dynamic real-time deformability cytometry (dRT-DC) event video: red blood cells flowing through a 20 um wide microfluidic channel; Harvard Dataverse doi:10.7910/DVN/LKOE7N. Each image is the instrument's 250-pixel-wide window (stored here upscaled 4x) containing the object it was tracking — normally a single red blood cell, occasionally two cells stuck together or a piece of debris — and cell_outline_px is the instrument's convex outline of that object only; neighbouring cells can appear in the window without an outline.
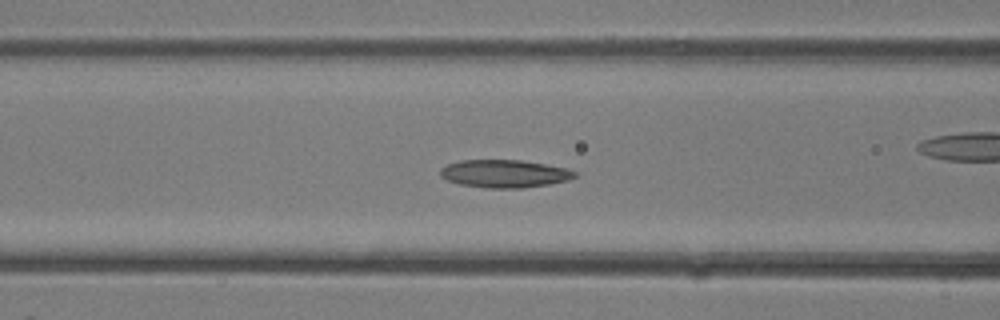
{"species": "common noctule bat (a hibernating species)", "species_latin": "Nyctalus noctula", "temperature_condition": "room temperature", "stored_images_in_passage": 25, "camera_frame_rate_fps": 3000, "um_per_image_px": 0.085, "animal": {"sex": "female"}, "frame": {"image": 1, "passage_image": 4, "time_ms": 1.0, "image_size_px": [1000, 320], "cell_outline_px": [[580, 176], [568, 180], [548, 184], [524, 188], [488, 188], [460, 184], [448, 180], [440, 176], [440, 168], [448, 164], [460, 160], [520, 160], [568, 168], [580, 172]], "centroid_in_image_um": [42.94, 14.76], "position_along_channel_um": 123.7, "area_um2": 21.96}}
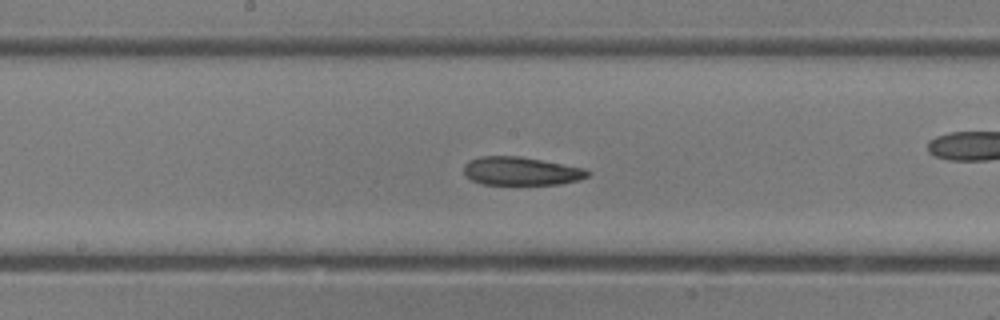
{"frame": {"image": 2, "passage_image": 8, "time_ms": 2.333, "image_size_px": [1000, 320], "cell_outline_px": [[592, 172], [588, 176], [580, 180], [560, 184], [480, 184], [464, 176], [464, 164], [468, 160], [480, 156], [520, 156], [584, 168]], "centroid_in_image_um": [44.27, 14.54], "position_along_channel_um": 203.9, "area_um2": 20.58}}